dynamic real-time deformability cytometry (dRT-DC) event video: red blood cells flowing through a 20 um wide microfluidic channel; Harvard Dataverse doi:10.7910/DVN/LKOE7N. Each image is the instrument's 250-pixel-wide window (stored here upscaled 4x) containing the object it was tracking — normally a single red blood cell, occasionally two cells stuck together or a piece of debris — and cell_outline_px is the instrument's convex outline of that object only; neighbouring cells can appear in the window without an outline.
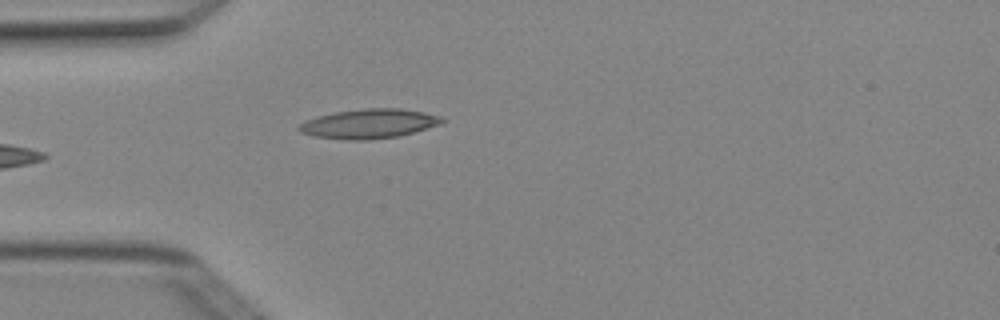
{"species": "Egyptian fruit bat (a non-hibernating species)", "species_latin": "Rousettus aegyptiacus", "temperature_condition": "cold", "stored_images_in_passage": 5, "camera_frame_rate_fps": 3000, "um_per_image_px": 0.085, "animal": {"sex": "female"}, "frame": {"image": 1, "passage_image": 5, "time_ms": 1.333, "image_size_px": [1000, 320], "cell_outline_px": [[448, 120], [440, 124], [412, 132], [396, 136], [368, 140], [348, 140], [312, 136], [300, 132], [296, 128], [304, 120], [336, 112], [364, 108], [400, 108], [424, 112], [440, 116]], "centroid_in_image_um": [31.35, 10.51], "position_along_channel_um": 53.7, "area_um2": 24.45}}